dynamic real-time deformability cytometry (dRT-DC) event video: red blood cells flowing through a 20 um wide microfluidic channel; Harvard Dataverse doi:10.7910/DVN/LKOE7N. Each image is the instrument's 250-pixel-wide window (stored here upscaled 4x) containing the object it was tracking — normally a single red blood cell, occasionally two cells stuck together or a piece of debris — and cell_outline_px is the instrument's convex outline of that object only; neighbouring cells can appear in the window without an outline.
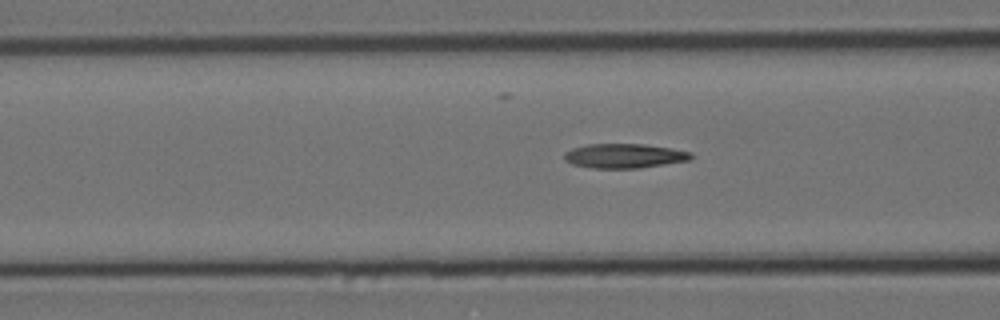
{"species": "Egyptian fruit bat (a non-hibernating species)", "species_latin": "Rousettus aegyptiacus", "temperature_condition": "cold", "stored_images_in_passage": 37, "camera_frame_rate_fps": 3000, "um_per_image_px": 0.085, "animal": {"sex": "female"}, "frame": {"image": 1, "passage_image": 14, "time_ms": 4.333, "image_size_px": [1000, 320], "cell_outline_px": [[692, 156], [688, 160], [640, 168], [592, 168], [572, 164], [564, 160], [564, 152], [572, 148], [588, 144], [644, 144], [672, 148], [692, 152]], "centroid_in_image_um": [53.04, 13.24], "position_along_channel_um": 113.6, "area_um2": 18.03}}
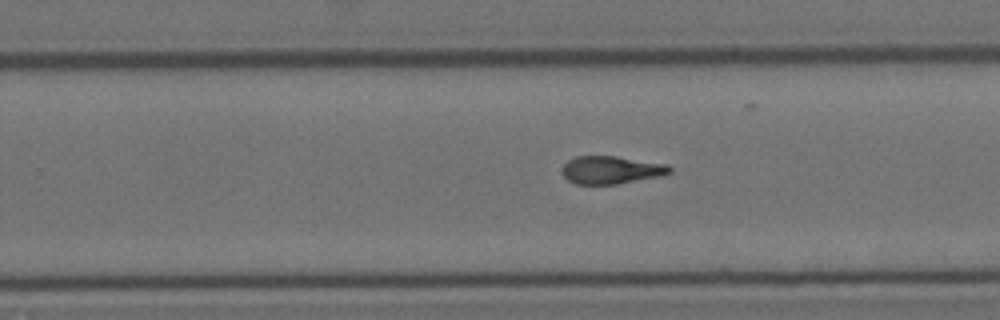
{"frame": {"image": 2, "passage_image": 28, "time_ms": 9.0, "image_size_px": [1000, 320], "cell_outline_px": [[672, 172], [656, 176], [616, 184], [576, 184], [568, 180], [560, 172], [560, 168], [568, 160], [576, 156], [616, 156], [668, 164], [672, 168]], "centroid_in_image_um": [51.89, 14.43], "position_along_channel_um": 277.9, "area_um2": 17.4}}
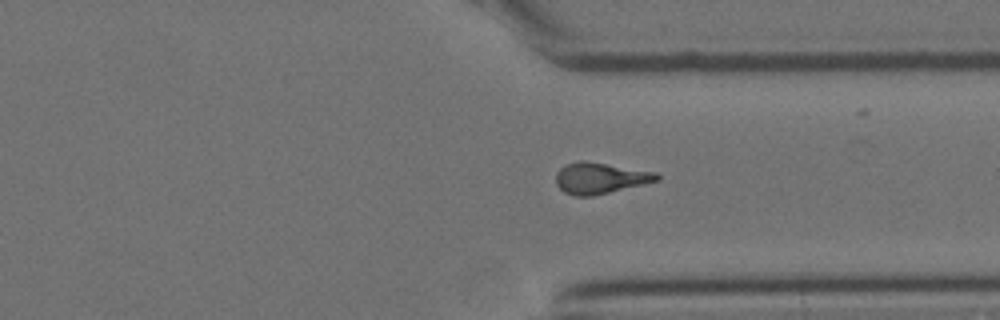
{"frame": {"image": 3, "passage_image": 35, "time_ms": 11.333, "image_size_px": [1000, 320], "cell_outline_px": [[660, 180], [644, 184], [592, 196], [576, 196], [564, 192], [556, 184], [556, 172], [564, 164], [580, 160], [584, 160], [656, 172], [660, 176]], "centroid_in_image_um": [50.99, 15.13], "position_along_channel_um": 360.4, "area_um2": 18.32}}